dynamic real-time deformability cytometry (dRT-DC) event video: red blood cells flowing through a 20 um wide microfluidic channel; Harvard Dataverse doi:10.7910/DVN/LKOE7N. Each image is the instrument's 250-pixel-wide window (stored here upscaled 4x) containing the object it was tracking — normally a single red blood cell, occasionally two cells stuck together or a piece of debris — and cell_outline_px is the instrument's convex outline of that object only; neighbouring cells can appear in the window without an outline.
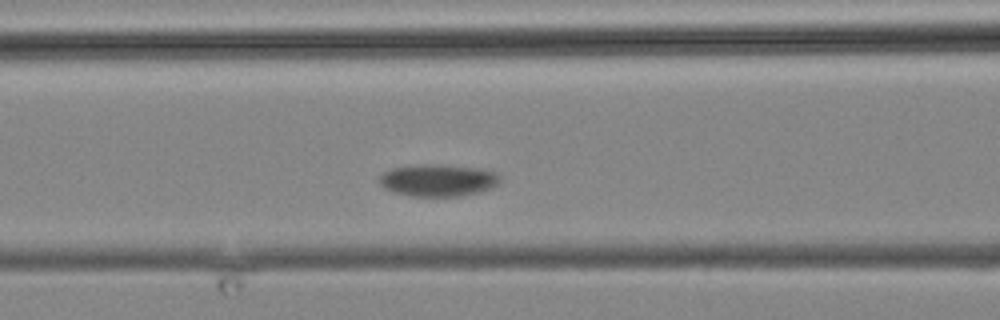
{"species": "common noctule bat (a hibernating species)", "species_latin": "Nyctalus noctula", "temperature_condition": "cold", "stored_images_in_passage": 3, "camera_frame_rate_fps": 3000, "um_per_image_px": 0.085, "animal": {"sex": "male", "body_mass_g": 19.2, "forearm_length_mm": 51.8}, "frame": {"image": 1, "passage_image": 3, "time_ms": 2.333, "image_size_px": [1000, 320], "cell_outline_px": [[500, 180], [492, 188], [460, 196], [412, 196], [392, 192], [384, 188], [380, 184], [380, 176], [384, 172], [392, 168], [476, 168], [500, 172]], "centroid_in_image_um": [37.27, 15.4], "position_along_channel_um": 129.3, "area_um2": 21.1}}